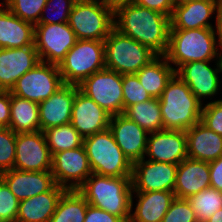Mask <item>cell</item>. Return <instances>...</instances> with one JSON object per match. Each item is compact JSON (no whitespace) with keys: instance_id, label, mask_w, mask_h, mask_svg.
<instances>
[{"instance_id":"6da1fadb","label":"cell","mask_w":222,"mask_h":222,"mask_svg":"<svg viewBox=\"0 0 222 222\" xmlns=\"http://www.w3.org/2000/svg\"><path fill=\"white\" fill-rule=\"evenodd\" d=\"M170 27V17L134 3L122 4L114 9V28L157 55L167 52Z\"/></svg>"},{"instance_id":"7a4b0ae2","label":"cell","mask_w":222,"mask_h":222,"mask_svg":"<svg viewBox=\"0 0 222 222\" xmlns=\"http://www.w3.org/2000/svg\"><path fill=\"white\" fill-rule=\"evenodd\" d=\"M86 201L101 210L120 217L131 218V177L101 176L92 173L77 189Z\"/></svg>"},{"instance_id":"3957f363","label":"cell","mask_w":222,"mask_h":222,"mask_svg":"<svg viewBox=\"0 0 222 222\" xmlns=\"http://www.w3.org/2000/svg\"><path fill=\"white\" fill-rule=\"evenodd\" d=\"M159 105L163 129L187 131L201 120L203 103L176 73L162 92Z\"/></svg>"},{"instance_id":"277c9868","label":"cell","mask_w":222,"mask_h":222,"mask_svg":"<svg viewBox=\"0 0 222 222\" xmlns=\"http://www.w3.org/2000/svg\"><path fill=\"white\" fill-rule=\"evenodd\" d=\"M219 45L214 28L170 29L165 57L176 71L194 61H218Z\"/></svg>"},{"instance_id":"5b68a950","label":"cell","mask_w":222,"mask_h":222,"mask_svg":"<svg viewBox=\"0 0 222 222\" xmlns=\"http://www.w3.org/2000/svg\"><path fill=\"white\" fill-rule=\"evenodd\" d=\"M91 170L111 177H131L133 164L117 145L108 129L83 139Z\"/></svg>"},{"instance_id":"8992f818","label":"cell","mask_w":222,"mask_h":222,"mask_svg":"<svg viewBox=\"0 0 222 222\" xmlns=\"http://www.w3.org/2000/svg\"><path fill=\"white\" fill-rule=\"evenodd\" d=\"M105 68L122 75L136 74L158 55L147 46L113 28L104 40Z\"/></svg>"},{"instance_id":"52a82bcc","label":"cell","mask_w":222,"mask_h":222,"mask_svg":"<svg viewBox=\"0 0 222 222\" xmlns=\"http://www.w3.org/2000/svg\"><path fill=\"white\" fill-rule=\"evenodd\" d=\"M68 24L79 40L104 41L114 28V9L99 0H77Z\"/></svg>"},{"instance_id":"ba28073f","label":"cell","mask_w":222,"mask_h":222,"mask_svg":"<svg viewBox=\"0 0 222 222\" xmlns=\"http://www.w3.org/2000/svg\"><path fill=\"white\" fill-rule=\"evenodd\" d=\"M58 67L64 84L80 85L105 68L104 41L78 39Z\"/></svg>"},{"instance_id":"9c48e42d","label":"cell","mask_w":222,"mask_h":222,"mask_svg":"<svg viewBox=\"0 0 222 222\" xmlns=\"http://www.w3.org/2000/svg\"><path fill=\"white\" fill-rule=\"evenodd\" d=\"M78 87L111 116L123 114L122 74L104 68L87 77Z\"/></svg>"},{"instance_id":"30bf717a","label":"cell","mask_w":222,"mask_h":222,"mask_svg":"<svg viewBox=\"0 0 222 222\" xmlns=\"http://www.w3.org/2000/svg\"><path fill=\"white\" fill-rule=\"evenodd\" d=\"M63 85L59 67L39 61L17 80L10 92L15 96L40 103Z\"/></svg>"},{"instance_id":"8fae6325","label":"cell","mask_w":222,"mask_h":222,"mask_svg":"<svg viewBox=\"0 0 222 222\" xmlns=\"http://www.w3.org/2000/svg\"><path fill=\"white\" fill-rule=\"evenodd\" d=\"M77 40L68 22L35 25L34 45L42 62L59 66Z\"/></svg>"},{"instance_id":"7c38bea8","label":"cell","mask_w":222,"mask_h":222,"mask_svg":"<svg viewBox=\"0 0 222 222\" xmlns=\"http://www.w3.org/2000/svg\"><path fill=\"white\" fill-rule=\"evenodd\" d=\"M51 173L57 185L77 190L93 173L84 146L55 153Z\"/></svg>"},{"instance_id":"4fadbf2b","label":"cell","mask_w":222,"mask_h":222,"mask_svg":"<svg viewBox=\"0 0 222 222\" xmlns=\"http://www.w3.org/2000/svg\"><path fill=\"white\" fill-rule=\"evenodd\" d=\"M177 167L176 164L149 161L146 157L133 163L132 192H174Z\"/></svg>"},{"instance_id":"5bb4252c","label":"cell","mask_w":222,"mask_h":222,"mask_svg":"<svg viewBox=\"0 0 222 222\" xmlns=\"http://www.w3.org/2000/svg\"><path fill=\"white\" fill-rule=\"evenodd\" d=\"M52 155L44 132L17 133L14 168L23 171H51Z\"/></svg>"},{"instance_id":"9a60e30c","label":"cell","mask_w":222,"mask_h":222,"mask_svg":"<svg viewBox=\"0 0 222 222\" xmlns=\"http://www.w3.org/2000/svg\"><path fill=\"white\" fill-rule=\"evenodd\" d=\"M211 62L213 61L189 62L181 65L175 71L203 104L204 99L212 100L219 94L221 87L219 74H222V70L219 61L214 62V67L210 64Z\"/></svg>"},{"instance_id":"2e32d148","label":"cell","mask_w":222,"mask_h":222,"mask_svg":"<svg viewBox=\"0 0 222 222\" xmlns=\"http://www.w3.org/2000/svg\"><path fill=\"white\" fill-rule=\"evenodd\" d=\"M145 156L149 161L179 165L188 157L185 131L163 129L149 133Z\"/></svg>"},{"instance_id":"e0dca14e","label":"cell","mask_w":222,"mask_h":222,"mask_svg":"<svg viewBox=\"0 0 222 222\" xmlns=\"http://www.w3.org/2000/svg\"><path fill=\"white\" fill-rule=\"evenodd\" d=\"M108 128L132 164L145 158L149 135L147 131L123 114L111 116Z\"/></svg>"},{"instance_id":"ac0fdd59","label":"cell","mask_w":222,"mask_h":222,"mask_svg":"<svg viewBox=\"0 0 222 222\" xmlns=\"http://www.w3.org/2000/svg\"><path fill=\"white\" fill-rule=\"evenodd\" d=\"M35 45L0 48V91H11L17 80L38 62Z\"/></svg>"},{"instance_id":"d6986e66","label":"cell","mask_w":222,"mask_h":222,"mask_svg":"<svg viewBox=\"0 0 222 222\" xmlns=\"http://www.w3.org/2000/svg\"><path fill=\"white\" fill-rule=\"evenodd\" d=\"M111 115L80 90L76 92L72 107L71 124L86 138L108 129Z\"/></svg>"},{"instance_id":"ffe728a7","label":"cell","mask_w":222,"mask_h":222,"mask_svg":"<svg viewBox=\"0 0 222 222\" xmlns=\"http://www.w3.org/2000/svg\"><path fill=\"white\" fill-rule=\"evenodd\" d=\"M77 85L64 84L48 99L38 103L40 130L71 123Z\"/></svg>"},{"instance_id":"44dd1931","label":"cell","mask_w":222,"mask_h":222,"mask_svg":"<svg viewBox=\"0 0 222 222\" xmlns=\"http://www.w3.org/2000/svg\"><path fill=\"white\" fill-rule=\"evenodd\" d=\"M0 178L19 201L50 191L56 185L51 171L11 169L0 173Z\"/></svg>"},{"instance_id":"7402d4cb","label":"cell","mask_w":222,"mask_h":222,"mask_svg":"<svg viewBox=\"0 0 222 222\" xmlns=\"http://www.w3.org/2000/svg\"><path fill=\"white\" fill-rule=\"evenodd\" d=\"M219 1L191 0L176 4L170 17V29L214 28L210 19L216 14Z\"/></svg>"},{"instance_id":"603a6c76","label":"cell","mask_w":222,"mask_h":222,"mask_svg":"<svg viewBox=\"0 0 222 222\" xmlns=\"http://www.w3.org/2000/svg\"><path fill=\"white\" fill-rule=\"evenodd\" d=\"M174 199L173 191L132 192L129 222H161Z\"/></svg>"},{"instance_id":"cb8c5ba5","label":"cell","mask_w":222,"mask_h":222,"mask_svg":"<svg viewBox=\"0 0 222 222\" xmlns=\"http://www.w3.org/2000/svg\"><path fill=\"white\" fill-rule=\"evenodd\" d=\"M210 187L209 162L185 158L177 167L174 193L176 198L188 199Z\"/></svg>"},{"instance_id":"d4e9b609","label":"cell","mask_w":222,"mask_h":222,"mask_svg":"<svg viewBox=\"0 0 222 222\" xmlns=\"http://www.w3.org/2000/svg\"><path fill=\"white\" fill-rule=\"evenodd\" d=\"M188 158L212 162L222 155V136L201 121L185 131Z\"/></svg>"},{"instance_id":"484cf974","label":"cell","mask_w":222,"mask_h":222,"mask_svg":"<svg viewBox=\"0 0 222 222\" xmlns=\"http://www.w3.org/2000/svg\"><path fill=\"white\" fill-rule=\"evenodd\" d=\"M66 190L56 184L50 191L19 201L16 222H49Z\"/></svg>"},{"instance_id":"4316f807","label":"cell","mask_w":222,"mask_h":222,"mask_svg":"<svg viewBox=\"0 0 222 222\" xmlns=\"http://www.w3.org/2000/svg\"><path fill=\"white\" fill-rule=\"evenodd\" d=\"M35 25L23 21L6 6H0V48H22L34 44Z\"/></svg>"},{"instance_id":"83f0119b","label":"cell","mask_w":222,"mask_h":222,"mask_svg":"<svg viewBox=\"0 0 222 222\" xmlns=\"http://www.w3.org/2000/svg\"><path fill=\"white\" fill-rule=\"evenodd\" d=\"M174 74L175 70L166 57L158 55L135 75L152 98H160L168 81Z\"/></svg>"},{"instance_id":"f1b7e54d","label":"cell","mask_w":222,"mask_h":222,"mask_svg":"<svg viewBox=\"0 0 222 222\" xmlns=\"http://www.w3.org/2000/svg\"><path fill=\"white\" fill-rule=\"evenodd\" d=\"M9 128L15 133L40 131L38 103L11 94Z\"/></svg>"},{"instance_id":"f546056e","label":"cell","mask_w":222,"mask_h":222,"mask_svg":"<svg viewBox=\"0 0 222 222\" xmlns=\"http://www.w3.org/2000/svg\"><path fill=\"white\" fill-rule=\"evenodd\" d=\"M123 115L134 121L148 133L163 130L159 98H151L150 100L129 106L124 110Z\"/></svg>"},{"instance_id":"4dcf8cb0","label":"cell","mask_w":222,"mask_h":222,"mask_svg":"<svg viewBox=\"0 0 222 222\" xmlns=\"http://www.w3.org/2000/svg\"><path fill=\"white\" fill-rule=\"evenodd\" d=\"M88 205L78 190H66L49 222H84Z\"/></svg>"},{"instance_id":"1f68e13d","label":"cell","mask_w":222,"mask_h":222,"mask_svg":"<svg viewBox=\"0 0 222 222\" xmlns=\"http://www.w3.org/2000/svg\"><path fill=\"white\" fill-rule=\"evenodd\" d=\"M43 132L52 156L60 151L83 146L84 138L78 133L71 123L50 127Z\"/></svg>"},{"instance_id":"d6a6232c","label":"cell","mask_w":222,"mask_h":222,"mask_svg":"<svg viewBox=\"0 0 222 222\" xmlns=\"http://www.w3.org/2000/svg\"><path fill=\"white\" fill-rule=\"evenodd\" d=\"M187 200L191 204L198 222H205L222 208V192L212 187L199 191Z\"/></svg>"},{"instance_id":"836d02e7","label":"cell","mask_w":222,"mask_h":222,"mask_svg":"<svg viewBox=\"0 0 222 222\" xmlns=\"http://www.w3.org/2000/svg\"><path fill=\"white\" fill-rule=\"evenodd\" d=\"M46 2L47 0H7L5 6L23 21L36 25Z\"/></svg>"},{"instance_id":"e575fe53","label":"cell","mask_w":222,"mask_h":222,"mask_svg":"<svg viewBox=\"0 0 222 222\" xmlns=\"http://www.w3.org/2000/svg\"><path fill=\"white\" fill-rule=\"evenodd\" d=\"M76 1L77 0H47L38 24L67 23ZM48 11H50V13ZM51 13L53 16L50 15ZM46 14H48V16Z\"/></svg>"},{"instance_id":"d590c367","label":"cell","mask_w":222,"mask_h":222,"mask_svg":"<svg viewBox=\"0 0 222 222\" xmlns=\"http://www.w3.org/2000/svg\"><path fill=\"white\" fill-rule=\"evenodd\" d=\"M122 93L123 113L127 107L152 98L135 74L122 75Z\"/></svg>"},{"instance_id":"8d00e7d4","label":"cell","mask_w":222,"mask_h":222,"mask_svg":"<svg viewBox=\"0 0 222 222\" xmlns=\"http://www.w3.org/2000/svg\"><path fill=\"white\" fill-rule=\"evenodd\" d=\"M16 135L9 127L0 128V173L14 168Z\"/></svg>"},{"instance_id":"74e56055","label":"cell","mask_w":222,"mask_h":222,"mask_svg":"<svg viewBox=\"0 0 222 222\" xmlns=\"http://www.w3.org/2000/svg\"><path fill=\"white\" fill-rule=\"evenodd\" d=\"M19 200L0 178V221L16 222Z\"/></svg>"},{"instance_id":"f35d334b","label":"cell","mask_w":222,"mask_h":222,"mask_svg":"<svg viewBox=\"0 0 222 222\" xmlns=\"http://www.w3.org/2000/svg\"><path fill=\"white\" fill-rule=\"evenodd\" d=\"M161 222H198L194 210L187 199L176 198Z\"/></svg>"},{"instance_id":"ab89813d","label":"cell","mask_w":222,"mask_h":222,"mask_svg":"<svg viewBox=\"0 0 222 222\" xmlns=\"http://www.w3.org/2000/svg\"><path fill=\"white\" fill-rule=\"evenodd\" d=\"M210 130L222 136V99L203 104L200 120Z\"/></svg>"},{"instance_id":"60d3db41","label":"cell","mask_w":222,"mask_h":222,"mask_svg":"<svg viewBox=\"0 0 222 222\" xmlns=\"http://www.w3.org/2000/svg\"><path fill=\"white\" fill-rule=\"evenodd\" d=\"M133 3L160 12L168 17H171L175 6L173 0H134Z\"/></svg>"},{"instance_id":"b9f144b4","label":"cell","mask_w":222,"mask_h":222,"mask_svg":"<svg viewBox=\"0 0 222 222\" xmlns=\"http://www.w3.org/2000/svg\"><path fill=\"white\" fill-rule=\"evenodd\" d=\"M84 222H124L120 217L88 205Z\"/></svg>"},{"instance_id":"7bdbcfd3","label":"cell","mask_w":222,"mask_h":222,"mask_svg":"<svg viewBox=\"0 0 222 222\" xmlns=\"http://www.w3.org/2000/svg\"><path fill=\"white\" fill-rule=\"evenodd\" d=\"M210 187L222 192V155L215 161L209 162Z\"/></svg>"},{"instance_id":"ee69618b","label":"cell","mask_w":222,"mask_h":222,"mask_svg":"<svg viewBox=\"0 0 222 222\" xmlns=\"http://www.w3.org/2000/svg\"><path fill=\"white\" fill-rule=\"evenodd\" d=\"M10 102H11V92L0 91V128L9 127Z\"/></svg>"},{"instance_id":"f6af8a7d","label":"cell","mask_w":222,"mask_h":222,"mask_svg":"<svg viewBox=\"0 0 222 222\" xmlns=\"http://www.w3.org/2000/svg\"><path fill=\"white\" fill-rule=\"evenodd\" d=\"M215 15V35L217 37L218 44H222V0H220L218 3Z\"/></svg>"},{"instance_id":"bcb514c9","label":"cell","mask_w":222,"mask_h":222,"mask_svg":"<svg viewBox=\"0 0 222 222\" xmlns=\"http://www.w3.org/2000/svg\"><path fill=\"white\" fill-rule=\"evenodd\" d=\"M134 0H108V5L115 9L117 6L127 3H133Z\"/></svg>"},{"instance_id":"7dc6e473","label":"cell","mask_w":222,"mask_h":222,"mask_svg":"<svg viewBox=\"0 0 222 222\" xmlns=\"http://www.w3.org/2000/svg\"><path fill=\"white\" fill-rule=\"evenodd\" d=\"M205 222H222V208L216 211L208 220Z\"/></svg>"},{"instance_id":"c3c4849f","label":"cell","mask_w":222,"mask_h":222,"mask_svg":"<svg viewBox=\"0 0 222 222\" xmlns=\"http://www.w3.org/2000/svg\"><path fill=\"white\" fill-rule=\"evenodd\" d=\"M219 45V52H218V61H219V65H220V68L222 70V44H218Z\"/></svg>"},{"instance_id":"681fc988","label":"cell","mask_w":222,"mask_h":222,"mask_svg":"<svg viewBox=\"0 0 222 222\" xmlns=\"http://www.w3.org/2000/svg\"><path fill=\"white\" fill-rule=\"evenodd\" d=\"M184 1H191V0H173L174 4H179L181 2H184Z\"/></svg>"},{"instance_id":"f907efd6","label":"cell","mask_w":222,"mask_h":222,"mask_svg":"<svg viewBox=\"0 0 222 222\" xmlns=\"http://www.w3.org/2000/svg\"><path fill=\"white\" fill-rule=\"evenodd\" d=\"M6 1H7V0H3L2 3L0 2V6H5Z\"/></svg>"},{"instance_id":"816d5d0a","label":"cell","mask_w":222,"mask_h":222,"mask_svg":"<svg viewBox=\"0 0 222 222\" xmlns=\"http://www.w3.org/2000/svg\"><path fill=\"white\" fill-rule=\"evenodd\" d=\"M91 1H97V0H91ZM99 1H101V2H105V3L108 4V0H99Z\"/></svg>"}]
</instances>
